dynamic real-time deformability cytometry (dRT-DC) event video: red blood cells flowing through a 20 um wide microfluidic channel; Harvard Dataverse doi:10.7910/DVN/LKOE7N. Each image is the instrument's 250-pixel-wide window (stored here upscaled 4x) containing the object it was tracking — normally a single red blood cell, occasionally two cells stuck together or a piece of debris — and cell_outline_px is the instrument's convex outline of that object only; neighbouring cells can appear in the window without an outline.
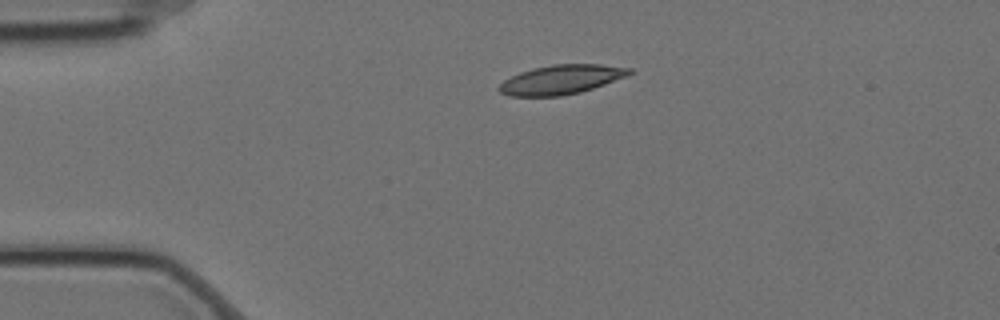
{"species": "Egyptian fruit bat (a non-hibernating species)", "species_latin": "Rousettus aegyptiacus", "temperature_condition": "cold", "stored_images_in_passage": 46, "camera_frame_rate_fps": 3000, "um_per_image_px": 0.085, "animal": {"sex": "female"}, "frame": {"image": 1, "passage_image": 1, "time_ms": 0.0, "image_size_px": [1000, 320], "cell_outline_px": [[632, 72], [628, 76], [580, 92], [560, 96], [508, 96], [500, 92], [496, 88], [504, 80], [520, 72], [532, 68], [552, 64], [600, 64], [632, 68]], "centroid_in_image_um": [47.69, 6.76], "position_along_channel_um": 37.3, "area_um2": 22.25}}
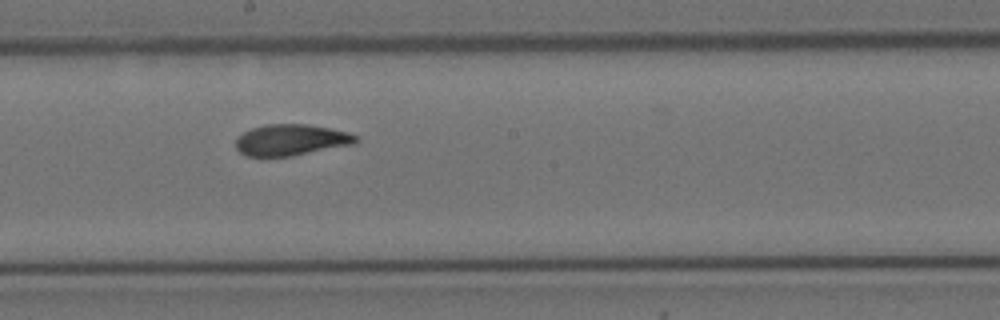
{"frame": {"image": 2, "passage_image": 20, "time_ms": 6.333, "image_size_px": [1000, 320], "cell_outline_px": [[360, 136], [356, 144], [292, 156], [248, 156], [240, 152], [236, 148], [236, 140], [244, 132], [252, 128], [264, 124], [308, 124], [348, 132]], "centroid_in_image_um": [24.79, 11.89], "position_along_channel_um": 223.4, "area_um2": 21.91}}
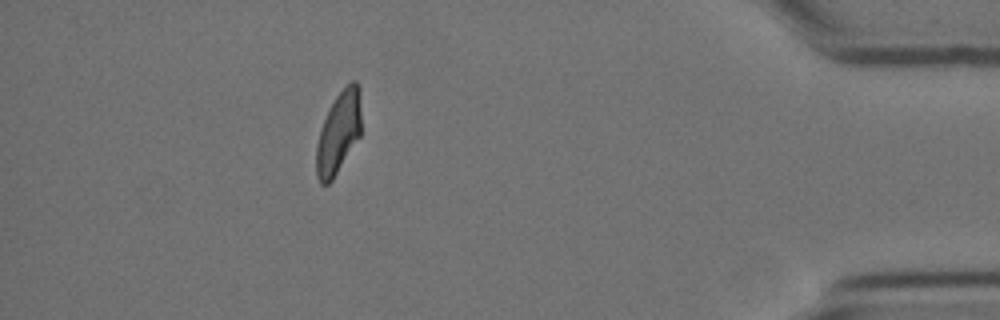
{"frame": {"image": 3, "passage_image": 40, "time_ms": 13.0, "image_size_px": [1000, 320], "cell_outline_px": [[360, 136], [332, 180], [328, 184], [320, 184], [316, 176], [316, 144], [324, 120], [336, 96], [352, 80], [356, 80], [360, 88]], "centroid_in_image_um": [28.77, 11.29], "position_along_channel_um": 406.4, "area_um2": 21.15}, "authors_computed_cell_mechanics": {"area_um2": 21.9351, "velocity_mm_per_s": 3.4833, "shape_relaxation_time_tau1_ms": 5.6755, "shape_relaxation_time_tau2_ms": 2.3543, "deformation_change_tau1": 0.1722, "deformation_change_tau2": 0.0712}}